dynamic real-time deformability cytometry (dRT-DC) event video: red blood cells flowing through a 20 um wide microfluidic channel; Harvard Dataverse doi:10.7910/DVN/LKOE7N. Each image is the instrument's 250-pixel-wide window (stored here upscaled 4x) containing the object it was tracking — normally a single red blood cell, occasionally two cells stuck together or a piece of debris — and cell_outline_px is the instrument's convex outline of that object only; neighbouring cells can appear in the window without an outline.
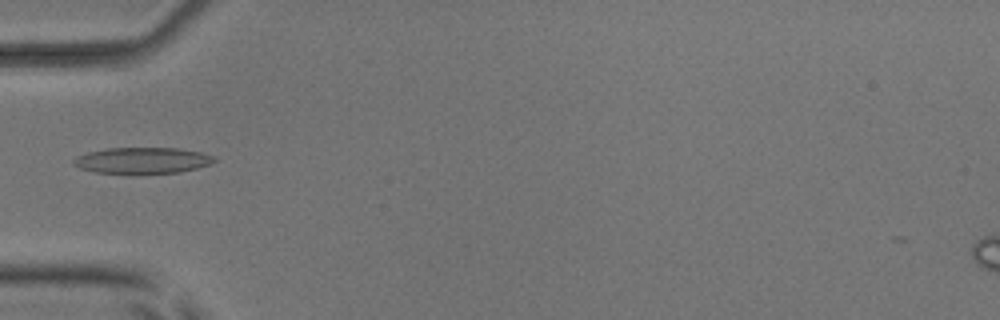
{"species": "common noctule bat (a hibernating species)", "species_latin": "Nyctalus noctula", "temperature_condition": "room temperature", "stored_images_in_passage": 6, "camera_frame_rate_fps": 3000, "um_per_image_px": 0.085, "animal": {"sex": "male", "body_mass_g": 17.9, "forearm_length_mm": 54.2}, "frame": {"image": 1, "passage_image": 6, "time_ms": 5.667, "image_size_px": [1000, 320], "cell_outline_px": [[216, 160], [208, 164], [196, 168], [180, 172], [140, 176], [132, 176], [92, 172], [80, 168], [72, 164], [72, 160], [76, 156], [88, 152], [108, 148], [176, 148], [200, 152], [212, 156]], "centroid_in_image_um": [12.01, 13.69], "position_along_channel_um": 73.0, "area_um2": 22.25}}